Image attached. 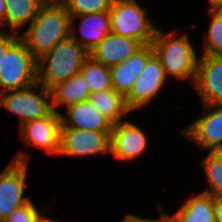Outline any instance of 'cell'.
Returning <instances> with one entry per match:
<instances>
[{"mask_svg":"<svg viewBox=\"0 0 222 222\" xmlns=\"http://www.w3.org/2000/svg\"><path fill=\"white\" fill-rule=\"evenodd\" d=\"M52 109L57 111V106L68 107L81 101L89 100L90 88L81 73L75 74L66 81H63L51 90Z\"/></svg>","mask_w":222,"mask_h":222,"instance_id":"cell-18","label":"cell"},{"mask_svg":"<svg viewBox=\"0 0 222 222\" xmlns=\"http://www.w3.org/2000/svg\"><path fill=\"white\" fill-rule=\"evenodd\" d=\"M167 76L159 57L154 53L149 59L140 76L125 97L127 108L132 112L141 108L155 98L163 89Z\"/></svg>","mask_w":222,"mask_h":222,"instance_id":"cell-9","label":"cell"},{"mask_svg":"<svg viewBox=\"0 0 222 222\" xmlns=\"http://www.w3.org/2000/svg\"><path fill=\"white\" fill-rule=\"evenodd\" d=\"M60 128V114L53 110L48 116L30 120L20 125V135L28 146L43 149L49 155H58Z\"/></svg>","mask_w":222,"mask_h":222,"instance_id":"cell-11","label":"cell"},{"mask_svg":"<svg viewBox=\"0 0 222 222\" xmlns=\"http://www.w3.org/2000/svg\"><path fill=\"white\" fill-rule=\"evenodd\" d=\"M214 220L222 222V197L214 198Z\"/></svg>","mask_w":222,"mask_h":222,"instance_id":"cell-30","label":"cell"},{"mask_svg":"<svg viewBox=\"0 0 222 222\" xmlns=\"http://www.w3.org/2000/svg\"><path fill=\"white\" fill-rule=\"evenodd\" d=\"M200 163L208 184L204 193L214 198L222 197V159L214 152H209Z\"/></svg>","mask_w":222,"mask_h":222,"instance_id":"cell-23","label":"cell"},{"mask_svg":"<svg viewBox=\"0 0 222 222\" xmlns=\"http://www.w3.org/2000/svg\"><path fill=\"white\" fill-rule=\"evenodd\" d=\"M91 104L113 124L123 121L131 112L125 103V98L113 88L93 93L89 96Z\"/></svg>","mask_w":222,"mask_h":222,"instance_id":"cell-20","label":"cell"},{"mask_svg":"<svg viewBox=\"0 0 222 222\" xmlns=\"http://www.w3.org/2000/svg\"><path fill=\"white\" fill-rule=\"evenodd\" d=\"M171 33H163L159 27L156 30L152 46L155 54L159 57L165 75L174 77L176 80H188L193 86L196 74L198 56L187 34L177 37Z\"/></svg>","mask_w":222,"mask_h":222,"instance_id":"cell-1","label":"cell"},{"mask_svg":"<svg viewBox=\"0 0 222 222\" xmlns=\"http://www.w3.org/2000/svg\"><path fill=\"white\" fill-rule=\"evenodd\" d=\"M77 18L80 19L78 28L81 34L80 39L77 37L78 30H75L76 24L74 22ZM110 33L111 23L109 11L71 15L70 17V37L88 53Z\"/></svg>","mask_w":222,"mask_h":222,"instance_id":"cell-14","label":"cell"},{"mask_svg":"<svg viewBox=\"0 0 222 222\" xmlns=\"http://www.w3.org/2000/svg\"><path fill=\"white\" fill-rule=\"evenodd\" d=\"M214 153L222 159V145L217 150H215Z\"/></svg>","mask_w":222,"mask_h":222,"instance_id":"cell-35","label":"cell"},{"mask_svg":"<svg viewBox=\"0 0 222 222\" xmlns=\"http://www.w3.org/2000/svg\"><path fill=\"white\" fill-rule=\"evenodd\" d=\"M113 0H68L66 9L70 15H82L109 11Z\"/></svg>","mask_w":222,"mask_h":222,"instance_id":"cell-25","label":"cell"},{"mask_svg":"<svg viewBox=\"0 0 222 222\" xmlns=\"http://www.w3.org/2000/svg\"><path fill=\"white\" fill-rule=\"evenodd\" d=\"M209 9H222V0H209Z\"/></svg>","mask_w":222,"mask_h":222,"instance_id":"cell-34","label":"cell"},{"mask_svg":"<svg viewBox=\"0 0 222 222\" xmlns=\"http://www.w3.org/2000/svg\"><path fill=\"white\" fill-rule=\"evenodd\" d=\"M6 5L5 25L10 26V31H18L36 17L39 9L38 0H4Z\"/></svg>","mask_w":222,"mask_h":222,"instance_id":"cell-21","label":"cell"},{"mask_svg":"<svg viewBox=\"0 0 222 222\" xmlns=\"http://www.w3.org/2000/svg\"><path fill=\"white\" fill-rule=\"evenodd\" d=\"M203 116L181 131L202 150L214 152L222 145V105H203Z\"/></svg>","mask_w":222,"mask_h":222,"instance_id":"cell-10","label":"cell"},{"mask_svg":"<svg viewBox=\"0 0 222 222\" xmlns=\"http://www.w3.org/2000/svg\"><path fill=\"white\" fill-rule=\"evenodd\" d=\"M29 158L23 151L17 153L0 173V222L30 200L24 197Z\"/></svg>","mask_w":222,"mask_h":222,"instance_id":"cell-7","label":"cell"},{"mask_svg":"<svg viewBox=\"0 0 222 222\" xmlns=\"http://www.w3.org/2000/svg\"><path fill=\"white\" fill-rule=\"evenodd\" d=\"M142 46L143 44L137 39L122 37L111 32L89 52V56L107 67H112L127 60Z\"/></svg>","mask_w":222,"mask_h":222,"instance_id":"cell-17","label":"cell"},{"mask_svg":"<svg viewBox=\"0 0 222 222\" xmlns=\"http://www.w3.org/2000/svg\"><path fill=\"white\" fill-rule=\"evenodd\" d=\"M194 81L203 105H222V55H200Z\"/></svg>","mask_w":222,"mask_h":222,"instance_id":"cell-13","label":"cell"},{"mask_svg":"<svg viewBox=\"0 0 222 222\" xmlns=\"http://www.w3.org/2000/svg\"><path fill=\"white\" fill-rule=\"evenodd\" d=\"M20 36L15 32L8 30H0V63L3 55L6 54L7 49L19 38Z\"/></svg>","mask_w":222,"mask_h":222,"instance_id":"cell-27","label":"cell"},{"mask_svg":"<svg viewBox=\"0 0 222 222\" xmlns=\"http://www.w3.org/2000/svg\"><path fill=\"white\" fill-rule=\"evenodd\" d=\"M6 5L4 0H0V30L5 27ZM4 25V26H3Z\"/></svg>","mask_w":222,"mask_h":222,"instance_id":"cell-31","label":"cell"},{"mask_svg":"<svg viewBox=\"0 0 222 222\" xmlns=\"http://www.w3.org/2000/svg\"><path fill=\"white\" fill-rule=\"evenodd\" d=\"M37 82V59L19 37L0 63V94L23 89Z\"/></svg>","mask_w":222,"mask_h":222,"instance_id":"cell-5","label":"cell"},{"mask_svg":"<svg viewBox=\"0 0 222 222\" xmlns=\"http://www.w3.org/2000/svg\"><path fill=\"white\" fill-rule=\"evenodd\" d=\"M148 139L143 130L130 120L113 124L110 153L119 161H133L146 152Z\"/></svg>","mask_w":222,"mask_h":222,"instance_id":"cell-12","label":"cell"},{"mask_svg":"<svg viewBox=\"0 0 222 222\" xmlns=\"http://www.w3.org/2000/svg\"><path fill=\"white\" fill-rule=\"evenodd\" d=\"M158 205V209H159V217L158 219H149V218H146V222H174L173 218L171 217L170 214H167V211L163 210L162 206Z\"/></svg>","mask_w":222,"mask_h":222,"instance_id":"cell-28","label":"cell"},{"mask_svg":"<svg viewBox=\"0 0 222 222\" xmlns=\"http://www.w3.org/2000/svg\"><path fill=\"white\" fill-rule=\"evenodd\" d=\"M60 114L61 126L98 132H111L113 123L102 115L89 100L66 107L65 115Z\"/></svg>","mask_w":222,"mask_h":222,"instance_id":"cell-16","label":"cell"},{"mask_svg":"<svg viewBox=\"0 0 222 222\" xmlns=\"http://www.w3.org/2000/svg\"><path fill=\"white\" fill-rule=\"evenodd\" d=\"M121 222H146V218L129 213Z\"/></svg>","mask_w":222,"mask_h":222,"instance_id":"cell-32","label":"cell"},{"mask_svg":"<svg viewBox=\"0 0 222 222\" xmlns=\"http://www.w3.org/2000/svg\"><path fill=\"white\" fill-rule=\"evenodd\" d=\"M111 132L72 129L61 126L58 155L85 157L110 153Z\"/></svg>","mask_w":222,"mask_h":222,"instance_id":"cell-8","label":"cell"},{"mask_svg":"<svg viewBox=\"0 0 222 222\" xmlns=\"http://www.w3.org/2000/svg\"><path fill=\"white\" fill-rule=\"evenodd\" d=\"M212 18L201 55H222V9H209Z\"/></svg>","mask_w":222,"mask_h":222,"instance_id":"cell-24","label":"cell"},{"mask_svg":"<svg viewBox=\"0 0 222 222\" xmlns=\"http://www.w3.org/2000/svg\"><path fill=\"white\" fill-rule=\"evenodd\" d=\"M39 210L31 199L15 209L3 222H33Z\"/></svg>","mask_w":222,"mask_h":222,"instance_id":"cell-26","label":"cell"},{"mask_svg":"<svg viewBox=\"0 0 222 222\" xmlns=\"http://www.w3.org/2000/svg\"><path fill=\"white\" fill-rule=\"evenodd\" d=\"M0 106L18 115L20 125L48 116L53 111L51 92L37 82L23 89L1 93Z\"/></svg>","mask_w":222,"mask_h":222,"instance_id":"cell-6","label":"cell"},{"mask_svg":"<svg viewBox=\"0 0 222 222\" xmlns=\"http://www.w3.org/2000/svg\"><path fill=\"white\" fill-rule=\"evenodd\" d=\"M80 73L85 78L91 94L112 88L110 67L95 61L91 56L84 60Z\"/></svg>","mask_w":222,"mask_h":222,"instance_id":"cell-22","label":"cell"},{"mask_svg":"<svg viewBox=\"0 0 222 222\" xmlns=\"http://www.w3.org/2000/svg\"><path fill=\"white\" fill-rule=\"evenodd\" d=\"M40 7H66L68 0H38Z\"/></svg>","mask_w":222,"mask_h":222,"instance_id":"cell-29","label":"cell"},{"mask_svg":"<svg viewBox=\"0 0 222 222\" xmlns=\"http://www.w3.org/2000/svg\"><path fill=\"white\" fill-rule=\"evenodd\" d=\"M70 17L65 7H41L19 36L31 54L39 59L56 44L70 37Z\"/></svg>","mask_w":222,"mask_h":222,"instance_id":"cell-2","label":"cell"},{"mask_svg":"<svg viewBox=\"0 0 222 222\" xmlns=\"http://www.w3.org/2000/svg\"><path fill=\"white\" fill-rule=\"evenodd\" d=\"M171 217L174 222H215L214 197L204 192L193 195Z\"/></svg>","mask_w":222,"mask_h":222,"instance_id":"cell-19","label":"cell"},{"mask_svg":"<svg viewBox=\"0 0 222 222\" xmlns=\"http://www.w3.org/2000/svg\"><path fill=\"white\" fill-rule=\"evenodd\" d=\"M154 53L152 44L143 45L127 60L110 67L112 88L125 98Z\"/></svg>","mask_w":222,"mask_h":222,"instance_id":"cell-15","label":"cell"},{"mask_svg":"<svg viewBox=\"0 0 222 222\" xmlns=\"http://www.w3.org/2000/svg\"><path fill=\"white\" fill-rule=\"evenodd\" d=\"M33 222H61V221L53 220L50 217L48 216L46 217L44 214L39 212Z\"/></svg>","mask_w":222,"mask_h":222,"instance_id":"cell-33","label":"cell"},{"mask_svg":"<svg viewBox=\"0 0 222 222\" xmlns=\"http://www.w3.org/2000/svg\"><path fill=\"white\" fill-rule=\"evenodd\" d=\"M89 53L71 37L37 59V83L47 90L80 73Z\"/></svg>","mask_w":222,"mask_h":222,"instance_id":"cell-3","label":"cell"},{"mask_svg":"<svg viewBox=\"0 0 222 222\" xmlns=\"http://www.w3.org/2000/svg\"><path fill=\"white\" fill-rule=\"evenodd\" d=\"M111 32L137 39L143 45L152 44L157 26L145 7L136 0H113L109 9Z\"/></svg>","mask_w":222,"mask_h":222,"instance_id":"cell-4","label":"cell"}]
</instances>
